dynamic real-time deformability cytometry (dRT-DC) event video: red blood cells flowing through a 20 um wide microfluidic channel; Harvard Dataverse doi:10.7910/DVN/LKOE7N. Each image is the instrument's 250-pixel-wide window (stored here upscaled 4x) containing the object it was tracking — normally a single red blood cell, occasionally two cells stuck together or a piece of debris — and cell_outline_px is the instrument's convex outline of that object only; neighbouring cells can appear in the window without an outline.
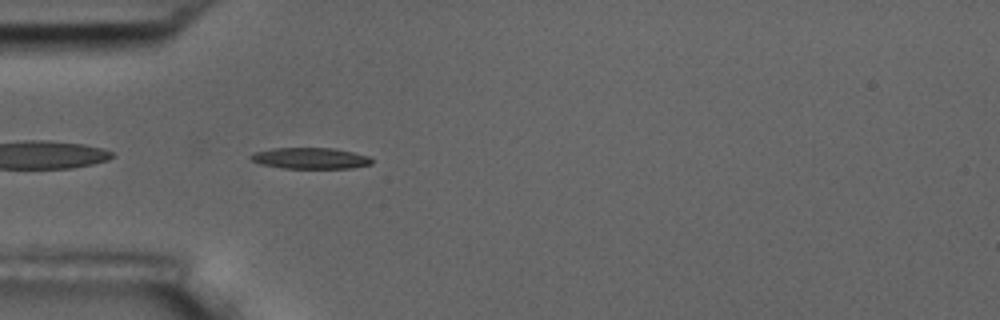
{"species": "common noctule bat (a hibernating species)", "species_latin": "Nyctalus noctula", "temperature_condition": "room temperature", "stored_images_in_passage": 4, "camera_frame_rate_fps": 3000, "um_per_image_px": 0.085, "animal": {"sex": "male", "body_mass_g": 17.5, "forearm_length_mm": 52.3}, "frame": {"image": 1, "passage_image": 4, "time_ms": 3.333, "image_size_px": [1000, 320], "cell_outline_px": [[372, 164], [352, 168], [284, 168], [260, 164], [252, 160], [248, 156], [252, 152], [272, 148], [332, 148], [352, 152], [368, 156], [372, 160]], "centroid_in_image_um": [26.33, 13.45], "position_along_channel_um": 58.7, "area_um2": 14.91}}